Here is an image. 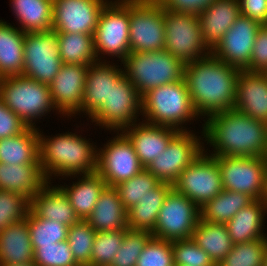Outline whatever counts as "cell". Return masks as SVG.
<instances>
[{
    "label": "cell",
    "instance_id": "obj_1",
    "mask_svg": "<svg viewBox=\"0 0 267 266\" xmlns=\"http://www.w3.org/2000/svg\"><path fill=\"white\" fill-rule=\"evenodd\" d=\"M239 71L212 53L185 64L184 80L199 118L234 108Z\"/></svg>",
    "mask_w": 267,
    "mask_h": 266
},
{
    "label": "cell",
    "instance_id": "obj_2",
    "mask_svg": "<svg viewBox=\"0 0 267 266\" xmlns=\"http://www.w3.org/2000/svg\"><path fill=\"white\" fill-rule=\"evenodd\" d=\"M204 142L213 147L211 156L267 157V123L239 111L226 110L203 120Z\"/></svg>",
    "mask_w": 267,
    "mask_h": 266
},
{
    "label": "cell",
    "instance_id": "obj_3",
    "mask_svg": "<svg viewBox=\"0 0 267 266\" xmlns=\"http://www.w3.org/2000/svg\"><path fill=\"white\" fill-rule=\"evenodd\" d=\"M39 133V163L47 181L52 176L61 179L76 178L75 175L91 174L97 171L98 146L77 132H64L56 136ZM77 133V134H76Z\"/></svg>",
    "mask_w": 267,
    "mask_h": 266
},
{
    "label": "cell",
    "instance_id": "obj_4",
    "mask_svg": "<svg viewBox=\"0 0 267 266\" xmlns=\"http://www.w3.org/2000/svg\"><path fill=\"white\" fill-rule=\"evenodd\" d=\"M143 122L167 126L179 131H193L184 127L198 120L185 80L165 84L142 96ZM188 129V130H187Z\"/></svg>",
    "mask_w": 267,
    "mask_h": 266
},
{
    "label": "cell",
    "instance_id": "obj_5",
    "mask_svg": "<svg viewBox=\"0 0 267 266\" xmlns=\"http://www.w3.org/2000/svg\"><path fill=\"white\" fill-rule=\"evenodd\" d=\"M0 99L28 127L56 109L48 84L40 83L24 75L0 78Z\"/></svg>",
    "mask_w": 267,
    "mask_h": 266
},
{
    "label": "cell",
    "instance_id": "obj_6",
    "mask_svg": "<svg viewBox=\"0 0 267 266\" xmlns=\"http://www.w3.org/2000/svg\"><path fill=\"white\" fill-rule=\"evenodd\" d=\"M121 63L124 75L141 96L153 88L184 79L185 63L167 50L130 52Z\"/></svg>",
    "mask_w": 267,
    "mask_h": 266
},
{
    "label": "cell",
    "instance_id": "obj_7",
    "mask_svg": "<svg viewBox=\"0 0 267 266\" xmlns=\"http://www.w3.org/2000/svg\"><path fill=\"white\" fill-rule=\"evenodd\" d=\"M129 37V0H110L99 15L93 35L98 61L107 54L122 62L130 53Z\"/></svg>",
    "mask_w": 267,
    "mask_h": 266
},
{
    "label": "cell",
    "instance_id": "obj_8",
    "mask_svg": "<svg viewBox=\"0 0 267 266\" xmlns=\"http://www.w3.org/2000/svg\"><path fill=\"white\" fill-rule=\"evenodd\" d=\"M223 190L241 192L253 200L267 199V157L214 156Z\"/></svg>",
    "mask_w": 267,
    "mask_h": 266
},
{
    "label": "cell",
    "instance_id": "obj_9",
    "mask_svg": "<svg viewBox=\"0 0 267 266\" xmlns=\"http://www.w3.org/2000/svg\"><path fill=\"white\" fill-rule=\"evenodd\" d=\"M165 50L185 64L211 53L202 38L197 14L164 9Z\"/></svg>",
    "mask_w": 267,
    "mask_h": 266
},
{
    "label": "cell",
    "instance_id": "obj_10",
    "mask_svg": "<svg viewBox=\"0 0 267 266\" xmlns=\"http://www.w3.org/2000/svg\"><path fill=\"white\" fill-rule=\"evenodd\" d=\"M130 52L165 50L164 7L161 3L129 0Z\"/></svg>",
    "mask_w": 267,
    "mask_h": 266
},
{
    "label": "cell",
    "instance_id": "obj_11",
    "mask_svg": "<svg viewBox=\"0 0 267 266\" xmlns=\"http://www.w3.org/2000/svg\"><path fill=\"white\" fill-rule=\"evenodd\" d=\"M139 114H142V96L124 76L116 85H112L108 103L90 119L95 126L116 133L138 123Z\"/></svg>",
    "mask_w": 267,
    "mask_h": 266
},
{
    "label": "cell",
    "instance_id": "obj_12",
    "mask_svg": "<svg viewBox=\"0 0 267 266\" xmlns=\"http://www.w3.org/2000/svg\"><path fill=\"white\" fill-rule=\"evenodd\" d=\"M200 219V208L185 195L172 188L158 213L153 237L166 241L192 238Z\"/></svg>",
    "mask_w": 267,
    "mask_h": 266
},
{
    "label": "cell",
    "instance_id": "obj_13",
    "mask_svg": "<svg viewBox=\"0 0 267 266\" xmlns=\"http://www.w3.org/2000/svg\"><path fill=\"white\" fill-rule=\"evenodd\" d=\"M172 185L178 193L185 195L201 208L223 190L216 158L203 150Z\"/></svg>",
    "mask_w": 267,
    "mask_h": 266
},
{
    "label": "cell",
    "instance_id": "obj_14",
    "mask_svg": "<svg viewBox=\"0 0 267 266\" xmlns=\"http://www.w3.org/2000/svg\"><path fill=\"white\" fill-rule=\"evenodd\" d=\"M62 64L56 31L25 33L22 75L49 85Z\"/></svg>",
    "mask_w": 267,
    "mask_h": 266
},
{
    "label": "cell",
    "instance_id": "obj_15",
    "mask_svg": "<svg viewBox=\"0 0 267 266\" xmlns=\"http://www.w3.org/2000/svg\"><path fill=\"white\" fill-rule=\"evenodd\" d=\"M106 143L103 148H98L96 172L107 186H116L145 169L139 162L133 144L122 131H118Z\"/></svg>",
    "mask_w": 267,
    "mask_h": 266
},
{
    "label": "cell",
    "instance_id": "obj_16",
    "mask_svg": "<svg viewBox=\"0 0 267 266\" xmlns=\"http://www.w3.org/2000/svg\"><path fill=\"white\" fill-rule=\"evenodd\" d=\"M203 140L194 131H180L145 169L160 182L173 184L180 173L203 152Z\"/></svg>",
    "mask_w": 267,
    "mask_h": 266
},
{
    "label": "cell",
    "instance_id": "obj_17",
    "mask_svg": "<svg viewBox=\"0 0 267 266\" xmlns=\"http://www.w3.org/2000/svg\"><path fill=\"white\" fill-rule=\"evenodd\" d=\"M110 0H53L52 30L94 35L99 15Z\"/></svg>",
    "mask_w": 267,
    "mask_h": 266
},
{
    "label": "cell",
    "instance_id": "obj_18",
    "mask_svg": "<svg viewBox=\"0 0 267 266\" xmlns=\"http://www.w3.org/2000/svg\"><path fill=\"white\" fill-rule=\"evenodd\" d=\"M260 26L258 22L240 15L211 53L226 64L245 70L250 64L254 41Z\"/></svg>",
    "mask_w": 267,
    "mask_h": 266
},
{
    "label": "cell",
    "instance_id": "obj_19",
    "mask_svg": "<svg viewBox=\"0 0 267 266\" xmlns=\"http://www.w3.org/2000/svg\"><path fill=\"white\" fill-rule=\"evenodd\" d=\"M88 66L63 63L48 85L56 109L61 116L75 117L83 103Z\"/></svg>",
    "mask_w": 267,
    "mask_h": 266
},
{
    "label": "cell",
    "instance_id": "obj_20",
    "mask_svg": "<svg viewBox=\"0 0 267 266\" xmlns=\"http://www.w3.org/2000/svg\"><path fill=\"white\" fill-rule=\"evenodd\" d=\"M106 61L103 59L88 66L83 103L77 115L83 113L91 118L105 103H108L112 85H116L125 76L122 65L120 67L118 64Z\"/></svg>",
    "mask_w": 267,
    "mask_h": 266
},
{
    "label": "cell",
    "instance_id": "obj_21",
    "mask_svg": "<svg viewBox=\"0 0 267 266\" xmlns=\"http://www.w3.org/2000/svg\"><path fill=\"white\" fill-rule=\"evenodd\" d=\"M122 132L131 141L139 162L146 168L159 157L180 131L172 127L151 125L140 121L125 128Z\"/></svg>",
    "mask_w": 267,
    "mask_h": 266
},
{
    "label": "cell",
    "instance_id": "obj_22",
    "mask_svg": "<svg viewBox=\"0 0 267 266\" xmlns=\"http://www.w3.org/2000/svg\"><path fill=\"white\" fill-rule=\"evenodd\" d=\"M233 109L267 123V79L263 73L239 71Z\"/></svg>",
    "mask_w": 267,
    "mask_h": 266
},
{
    "label": "cell",
    "instance_id": "obj_23",
    "mask_svg": "<svg viewBox=\"0 0 267 266\" xmlns=\"http://www.w3.org/2000/svg\"><path fill=\"white\" fill-rule=\"evenodd\" d=\"M241 15L238 0H214L198 14L202 38L212 50Z\"/></svg>",
    "mask_w": 267,
    "mask_h": 266
},
{
    "label": "cell",
    "instance_id": "obj_24",
    "mask_svg": "<svg viewBox=\"0 0 267 266\" xmlns=\"http://www.w3.org/2000/svg\"><path fill=\"white\" fill-rule=\"evenodd\" d=\"M30 210L37 217L68 227L80 221L64 191L49 181L31 198Z\"/></svg>",
    "mask_w": 267,
    "mask_h": 266
},
{
    "label": "cell",
    "instance_id": "obj_25",
    "mask_svg": "<svg viewBox=\"0 0 267 266\" xmlns=\"http://www.w3.org/2000/svg\"><path fill=\"white\" fill-rule=\"evenodd\" d=\"M267 214V199L254 200L239 210L226 223L228 233L234 244L245 243L267 237L264 233V220Z\"/></svg>",
    "mask_w": 267,
    "mask_h": 266
},
{
    "label": "cell",
    "instance_id": "obj_26",
    "mask_svg": "<svg viewBox=\"0 0 267 266\" xmlns=\"http://www.w3.org/2000/svg\"><path fill=\"white\" fill-rule=\"evenodd\" d=\"M86 221L96 232L128 228L127 210L114 186L104 188Z\"/></svg>",
    "mask_w": 267,
    "mask_h": 266
},
{
    "label": "cell",
    "instance_id": "obj_27",
    "mask_svg": "<svg viewBox=\"0 0 267 266\" xmlns=\"http://www.w3.org/2000/svg\"><path fill=\"white\" fill-rule=\"evenodd\" d=\"M47 182L40 164L0 163V190L16 192L30 201Z\"/></svg>",
    "mask_w": 267,
    "mask_h": 266
},
{
    "label": "cell",
    "instance_id": "obj_28",
    "mask_svg": "<svg viewBox=\"0 0 267 266\" xmlns=\"http://www.w3.org/2000/svg\"><path fill=\"white\" fill-rule=\"evenodd\" d=\"M27 219L10 224L0 232V264H25L33 262Z\"/></svg>",
    "mask_w": 267,
    "mask_h": 266
},
{
    "label": "cell",
    "instance_id": "obj_29",
    "mask_svg": "<svg viewBox=\"0 0 267 266\" xmlns=\"http://www.w3.org/2000/svg\"><path fill=\"white\" fill-rule=\"evenodd\" d=\"M78 181H72L71 185H58L66 194L71 206L75 210L80 220H86L101 195L106 182L97 173L75 175Z\"/></svg>",
    "mask_w": 267,
    "mask_h": 266
},
{
    "label": "cell",
    "instance_id": "obj_30",
    "mask_svg": "<svg viewBox=\"0 0 267 266\" xmlns=\"http://www.w3.org/2000/svg\"><path fill=\"white\" fill-rule=\"evenodd\" d=\"M25 32L0 20V78L22 75Z\"/></svg>",
    "mask_w": 267,
    "mask_h": 266
},
{
    "label": "cell",
    "instance_id": "obj_31",
    "mask_svg": "<svg viewBox=\"0 0 267 266\" xmlns=\"http://www.w3.org/2000/svg\"><path fill=\"white\" fill-rule=\"evenodd\" d=\"M172 188V184L160 182L139 203L128 209V229L152 232L157 224L162 204Z\"/></svg>",
    "mask_w": 267,
    "mask_h": 266
},
{
    "label": "cell",
    "instance_id": "obj_32",
    "mask_svg": "<svg viewBox=\"0 0 267 266\" xmlns=\"http://www.w3.org/2000/svg\"><path fill=\"white\" fill-rule=\"evenodd\" d=\"M0 163L40 164L38 127H28L19 135L0 140Z\"/></svg>",
    "mask_w": 267,
    "mask_h": 266
},
{
    "label": "cell",
    "instance_id": "obj_33",
    "mask_svg": "<svg viewBox=\"0 0 267 266\" xmlns=\"http://www.w3.org/2000/svg\"><path fill=\"white\" fill-rule=\"evenodd\" d=\"M23 32L52 30L53 0H9Z\"/></svg>",
    "mask_w": 267,
    "mask_h": 266
},
{
    "label": "cell",
    "instance_id": "obj_34",
    "mask_svg": "<svg viewBox=\"0 0 267 266\" xmlns=\"http://www.w3.org/2000/svg\"><path fill=\"white\" fill-rule=\"evenodd\" d=\"M192 239L209 255L216 266L234 246L225 224L211 223L201 219L193 231Z\"/></svg>",
    "mask_w": 267,
    "mask_h": 266
},
{
    "label": "cell",
    "instance_id": "obj_35",
    "mask_svg": "<svg viewBox=\"0 0 267 266\" xmlns=\"http://www.w3.org/2000/svg\"><path fill=\"white\" fill-rule=\"evenodd\" d=\"M254 200L241 192L222 190L200 208V219L211 223L226 224L242 208Z\"/></svg>",
    "mask_w": 267,
    "mask_h": 266
},
{
    "label": "cell",
    "instance_id": "obj_36",
    "mask_svg": "<svg viewBox=\"0 0 267 266\" xmlns=\"http://www.w3.org/2000/svg\"><path fill=\"white\" fill-rule=\"evenodd\" d=\"M58 49L62 63L89 66L98 61L92 34L57 33Z\"/></svg>",
    "mask_w": 267,
    "mask_h": 266
},
{
    "label": "cell",
    "instance_id": "obj_37",
    "mask_svg": "<svg viewBox=\"0 0 267 266\" xmlns=\"http://www.w3.org/2000/svg\"><path fill=\"white\" fill-rule=\"evenodd\" d=\"M26 219L33 247L54 245L67 240L68 226L57 221L37 217L30 209L26 214Z\"/></svg>",
    "mask_w": 267,
    "mask_h": 266
},
{
    "label": "cell",
    "instance_id": "obj_38",
    "mask_svg": "<svg viewBox=\"0 0 267 266\" xmlns=\"http://www.w3.org/2000/svg\"><path fill=\"white\" fill-rule=\"evenodd\" d=\"M160 181L146 169L131 179L125 180L116 186L119 198L126 210L139 203L142 198L154 189Z\"/></svg>",
    "mask_w": 267,
    "mask_h": 266
},
{
    "label": "cell",
    "instance_id": "obj_39",
    "mask_svg": "<svg viewBox=\"0 0 267 266\" xmlns=\"http://www.w3.org/2000/svg\"><path fill=\"white\" fill-rule=\"evenodd\" d=\"M96 233L86 220H80L68 228L67 241L73 257L80 266H90Z\"/></svg>",
    "mask_w": 267,
    "mask_h": 266
},
{
    "label": "cell",
    "instance_id": "obj_40",
    "mask_svg": "<svg viewBox=\"0 0 267 266\" xmlns=\"http://www.w3.org/2000/svg\"><path fill=\"white\" fill-rule=\"evenodd\" d=\"M129 229L97 232L91 251L90 266H111Z\"/></svg>",
    "mask_w": 267,
    "mask_h": 266
},
{
    "label": "cell",
    "instance_id": "obj_41",
    "mask_svg": "<svg viewBox=\"0 0 267 266\" xmlns=\"http://www.w3.org/2000/svg\"><path fill=\"white\" fill-rule=\"evenodd\" d=\"M267 237L234 244L218 266H263Z\"/></svg>",
    "mask_w": 267,
    "mask_h": 266
},
{
    "label": "cell",
    "instance_id": "obj_42",
    "mask_svg": "<svg viewBox=\"0 0 267 266\" xmlns=\"http://www.w3.org/2000/svg\"><path fill=\"white\" fill-rule=\"evenodd\" d=\"M151 237L149 231L128 230L111 266H136L139 255Z\"/></svg>",
    "mask_w": 267,
    "mask_h": 266
},
{
    "label": "cell",
    "instance_id": "obj_43",
    "mask_svg": "<svg viewBox=\"0 0 267 266\" xmlns=\"http://www.w3.org/2000/svg\"><path fill=\"white\" fill-rule=\"evenodd\" d=\"M30 201L16 193L0 190V232L10 224L26 218Z\"/></svg>",
    "mask_w": 267,
    "mask_h": 266
},
{
    "label": "cell",
    "instance_id": "obj_44",
    "mask_svg": "<svg viewBox=\"0 0 267 266\" xmlns=\"http://www.w3.org/2000/svg\"><path fill=\"white\" fill-rule=\"evenodd\" d=\"M33 249V263L37 266H80L73 257L67 240Z\"/></svg>",
    "mask_w": 267,
    "mask_h": 266
},
{
    "label": "cell",
    "instance_id": "obj_45",
    "mask_svg": "<svg viewBox=\"0 0 267 266\" xmlns=\"http://www.w3.org/2000/svg\"><path fill=\"white\" fill-rule=\"evenodd\" d=\"M173 263L180 266H216L192 238L172 241Z\"/></svg>",
    "mask_w": 267,
    "mask_h": 266
},
{
    "label": "cell",
    "instance_id": "obj_46",
    "mask_svg": "<svg viewBox=\"0 0 267 266\" xmlns=\"http://www.w3.org/2000/svg\"><path fill=\"white\" fill-rule=\"evenodd\" d=\"M136 266H174L172 242L152 236L139 255Z\"/></svg>",
    "mask_w": 267,
    "mask_h": 266
},
{
    "label": "cell",
    "instance_id": "obj_47",
    "mask_svg": "<svg viewBox=\"0 0 267 266\" xmlns=\"http://www.w3.org/2000/svg\"><path fill=\"white\" fill-rule=\"evenodd\" d=\"M245 70L260 73L267 70V25H261L258 29L250 64Z\"/></svg>",
    "mask_w": 267,
    "mask_h": 266
},
{
    "label": "cell",
    "instance_id": "obj_48",
    "mask_svg": "<svg viewBox=\"0 0 267 266\" xmlns=\"http://www.w3.org/2000/svg\"><path fill=\"white\" fill-rule=\"evenodd\" d=\"M28 126L0 99V140L24 132Z\"/></svg>",
    "mask_w": 267,
    "mask_h": 266
},
{
    "label": "cell",
    "instance_id": "obj_49",
    "mask_svg": "<svg viewBox=\"0 0 267 266\" xmlns=\"http://www.w3.org/2000/svg\"><path fill=\"white\" fill-rule=\"evenodd\" d=\"M241 15L267 25V0H238Z\"/></svg>",
    "mask_w": 267,
    "mask_h": 266
},
{
    "label": "cell",
    "instance_id": "obj_50",
    "mask_svg": "<svg viewBox=\"0 0 267 266\" xmlns=\"http://www.w3.org/2000/svg\"><path fill=\"white\" fill-rule=\"evenodd\" d=\"M213 1L214 0H163L161 4L164 9L198 15Z\"/></svg>",
    "mask_w": 267,
    "mask_h": 266
},
{
    "label": "cell",
    "instance_id": "obj_51",
    "mask_svg": "<svg viewBox=\"0 0 267 266\" xmlns=\"http://www.w3.org/2000/svg\"><path fill=\"white\" fill-rule=\"evenodd\" d=\"M0 266H37L33 262L31 263H25V264H14V265H9V264H0Z\"/></svg>",
    "mask_w": 267,
    "mask_h": 266
},
{
    "label": "cell",
    "instance_id": "obj_52",
    "mask_svg": "<svg viewBox=\"0 0 267 266\" xmlns=\"http://www.w3.org/2000/svg\"><path fill=\"white\" fill-rule=\"evenodd\" d=\"M263 266H267V243H266V248H265V259H264Z\"/></svg>",
    "mask_w": 267,
    "mask_h": 266
},
{
    "label": "cell",
    "instance_id": "obj_53",
    "mask_svg": "<svg viewBox=\"0 0 267 266\" xmlns=\"http://www.w3.org/2000/svg\"><path fill=\"white\" fill-rule=\"evenodd\" d=\"M139 1L161 3L163 0H139Z\"/></svg>",
    "mask_w": 267,
    "mask_h": 266
},
{
    "label": "cell",
    "instance_id": "obj_54",
    "mask_svg": "<svg viewBox=\"0 0 267 266\" xmlns=\"http://www.w3.org/2000/svg\"><path fill=\"white\" fill-rule=\"evenodd\" d=\"M263 74L265 75V77H266V79H267V70H265V71L263 72Z\"/></svg>",
    "mask_w": 267,
    "mask_h": 266
}]
</instances>
